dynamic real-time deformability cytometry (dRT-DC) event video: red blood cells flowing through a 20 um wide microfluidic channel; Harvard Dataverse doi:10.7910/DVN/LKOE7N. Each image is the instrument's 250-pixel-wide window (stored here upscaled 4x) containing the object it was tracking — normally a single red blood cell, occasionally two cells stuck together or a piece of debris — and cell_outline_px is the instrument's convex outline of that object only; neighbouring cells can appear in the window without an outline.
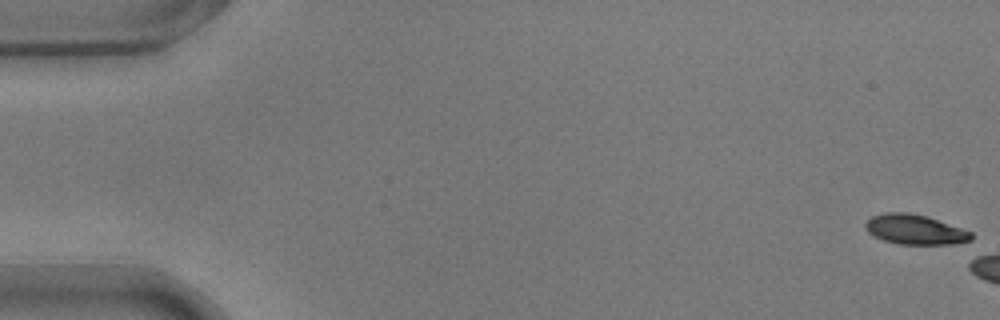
{"species": "common noctule bat (a hibernating species)", "species_latin": "Nyctalus noctula", "temperature_condition": "warm", "stored_images_in_passage": 6, "camera_frame_rate_fps": 3000, "um_per_image_px": 0.085, "animal": {"sex": "male", "body_mass_g": 17.9}, "frame": {"image": 1, "passage_image": 1, "time_ms": 0.0, "image_size_px": [1000, 320], "cell_outline_px": [[972, 244], [900, 244], [884, 240], [868, 232], [864, 228], [864, 224], [872, 216], [888, 212], [908, 212], [928, 216], [972, 232]], "centroid_in_image_um": [77.84, 19.52], "position_along_channel_um": 7.2, "area_um2": 18.61}}